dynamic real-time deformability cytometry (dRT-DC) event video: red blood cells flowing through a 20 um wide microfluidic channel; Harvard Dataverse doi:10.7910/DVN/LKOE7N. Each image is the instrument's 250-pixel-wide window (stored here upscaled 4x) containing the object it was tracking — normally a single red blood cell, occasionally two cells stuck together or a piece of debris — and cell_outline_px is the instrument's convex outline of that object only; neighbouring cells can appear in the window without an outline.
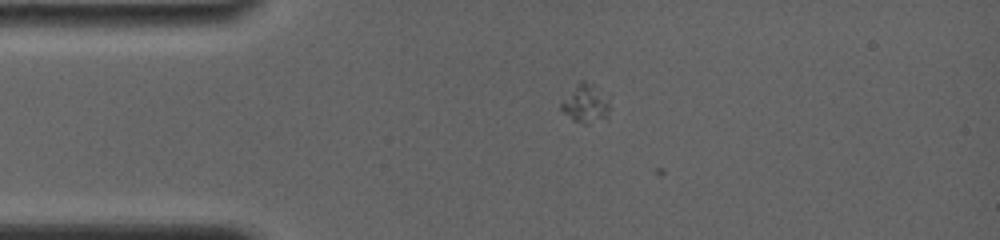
{"species": "common noctule bat (a hibernating species)", "species_latin": "Nyctalus noctula", "temperature_condition": "room temperature", "stored_images_in_passage": 2, "camera_frame_rate_fps": 4000, "um_per_image_px": 0.085, "animal": {"sex": "female", "body_mass_g": 19.0, "forearm_length_mm": 56.7}, "frame": {"image": 1, "passage_image": 1, "time_ms": 0.0, "image_size_px": [1000, 240], "cell_outline_px": [[608, 112], [604, 116], [588, 124], [584, 124], [572, 120], [560, 108], [560, 104], [580, 80], [584, 80], [596, 84], [608, 96]], "centroid_in_image_um": [49.77, 8.75], "position_along_channel_um": 35.2, "area_um2": 10.69}}